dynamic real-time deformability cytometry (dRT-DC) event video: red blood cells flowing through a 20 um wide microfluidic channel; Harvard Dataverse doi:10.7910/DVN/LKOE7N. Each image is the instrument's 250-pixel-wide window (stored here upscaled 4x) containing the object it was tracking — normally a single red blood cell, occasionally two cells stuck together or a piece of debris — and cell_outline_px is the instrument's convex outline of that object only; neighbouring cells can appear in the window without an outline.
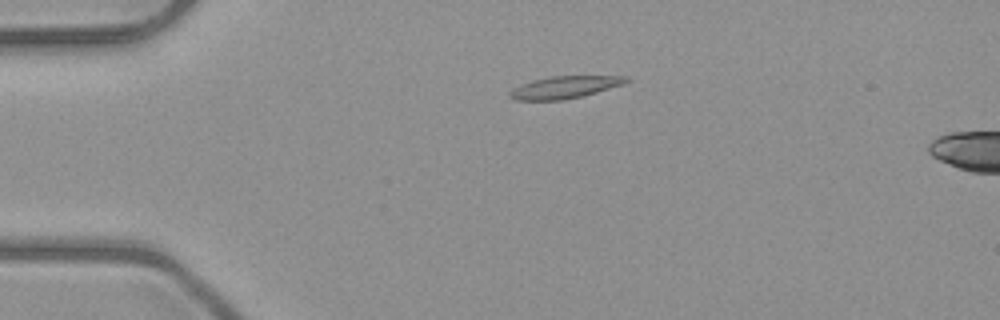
{"species": "common noctule bat (a hibernating species)", "species_latin": "Nyctalus noctula", "temperature_condition": "room temperature", "stored_images_in_passage": 41, "camera_frame_rate_fps": 3000, "um_per_image_px": 0.085, "animal": {"sex": "male", "body_mass_g": 23.1, "forearm_length_mm": 52.7}, "frame": {"image": 1, "passage_image": 1, "time_ms": 0.0, "image_size_px": [1000, 320], "cell_outline_px": [[628, 80], [624, 84], [584, 96], [564, 100], [516, 100], [508, 96], [508, 92], [512, 88], [520, 84], [532, 80], [548, 76], [628, 76]], "centroid_in_image_um": [47.95, 7.42], "position_along_channel_um": 37.0, "area_um2": 15.26}}
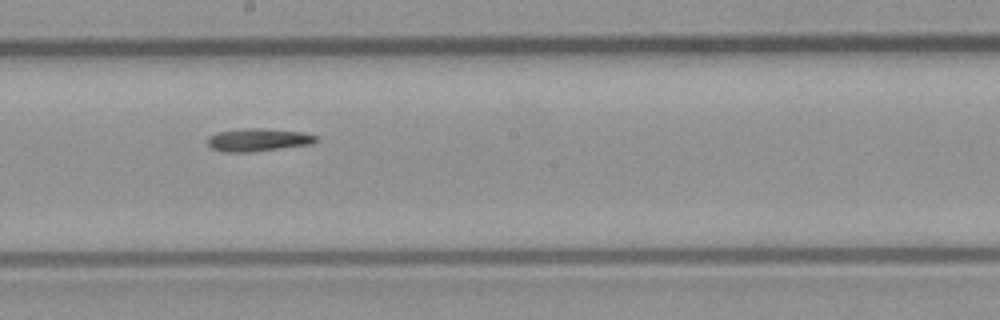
{"frame": {"image": 2, "passage_image": 18, "time_ms": 5.667, "image_size_px": [1000, 320], "cell_outline_px": [[320, 140], [312, 144], [252, 152], [224, 152], [208, 148], [208, 136], [216, 132], [244, 128], [264, 128], [300, 132], [316, 136]], "centroid_in_image_um": [21.9, 11.89], "position_along_channel_um": 226.3, "area_um2": 14.62}}
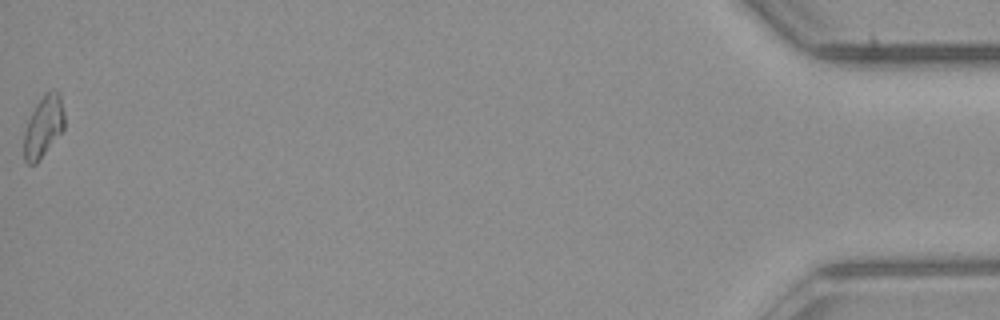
{"frame": {"image": 3, "passage_image": 41, "time_ms": 13.333, "image_size_px": [1000, 320], "cell_outline_px": [[64, 128], [36, 164], [28, 164], [24, 160], [24, 132], [28, 120], [36, 104], [44, 92], [52, 88], [56, 88], [60, 92], [64, 112]], "centroid_in_image_um": [3.7, 10.69], "position_along_channel_um": 431.5, "area_um2": 14.62}}